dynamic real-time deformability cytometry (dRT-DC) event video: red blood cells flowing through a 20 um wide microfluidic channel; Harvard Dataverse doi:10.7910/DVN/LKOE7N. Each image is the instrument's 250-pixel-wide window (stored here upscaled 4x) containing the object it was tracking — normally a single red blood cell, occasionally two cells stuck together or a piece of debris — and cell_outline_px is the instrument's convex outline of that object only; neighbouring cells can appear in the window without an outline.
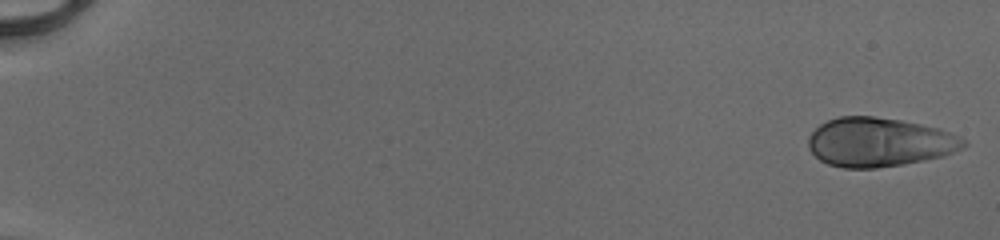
{"species": "human", "species_latin": "Homo sapiens", "temperature_condition": "cold", "stored_images_in_passage": 51, "camera_frame_rate_fps": 3000, "um_per_image_px": 0.085, "donor": {"sex": "male"}, "frame": {"image": 1, "passage_image": 1, "time_ms": 0.0, "image_size_px": [1000, 240], "cell_outline_px": [[968, 144], [944, 156], [904, 164], [876, 168], [844, 168], [828, 164], [820, 160], [808, 148], [808, 136], [820, 124], [828, 120], [840, 116], [872, 116], [900, 120], [940, 128], [960, 136]], "centroid_in_image_um": [74.72, 12.08], "position_along_channel_um": 10.3, "area_um2": 44.33}}
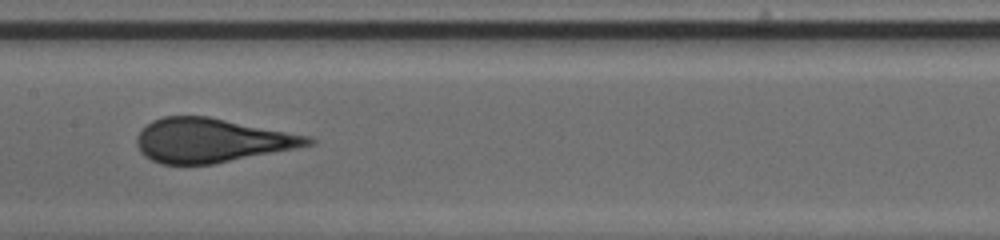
{"frame": {"image": 2, "passage_image": 28, "time_ms": 9.0, "image_size_px": [1000, 240], "cell_outline_px": [[316, 144], [296, 148], [212, 164], [160, 164], [144, 156], [140, 152], [136, 144], [136, 136], [152, 120], [164, 116], [208, 116], [312, 136], [316, 140]], "centroid_in_image_um": [18.0, 11.93], "position_along_channel_um": 189.4, "area_um2": 44.04}}
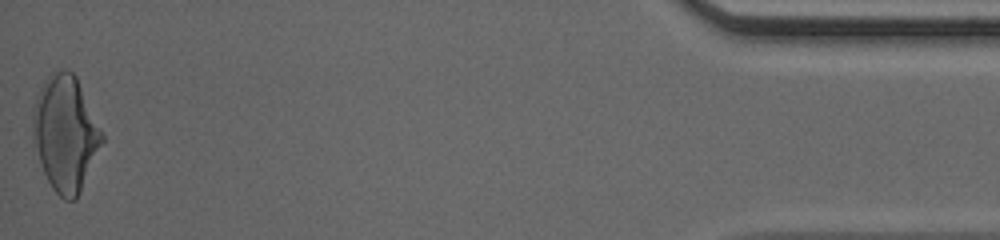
{"frame": {"image": 3, "passage_image": 51, "time_ms": 16.667, "image_size_px": [1000, 240], "cell_outline_px": [[104, 140], [80, 192], [76, 200], [64, 200], [52, 188], [40, 164], [32, 132], [32, 120], [36, 96], [44, 80], [52, 72], [64, 68], [68, 68], [76, 76], [104, 136]], "centroid_in_image_um": [5.55, 11.33], "position_along_channel_um": 429.6, "area_um2": 46.18}, "authors_computed_cell_mechanics": {"area_um2": 43.928, "velocity_mm_per_s": 4.131, "shape_relaxation_time_tau1_ms": 5.9619, "shape_relaxation_time_tau2_ms": null, "deformation_change_tau1": 0.2061, "deformation_change_tau2": null}}